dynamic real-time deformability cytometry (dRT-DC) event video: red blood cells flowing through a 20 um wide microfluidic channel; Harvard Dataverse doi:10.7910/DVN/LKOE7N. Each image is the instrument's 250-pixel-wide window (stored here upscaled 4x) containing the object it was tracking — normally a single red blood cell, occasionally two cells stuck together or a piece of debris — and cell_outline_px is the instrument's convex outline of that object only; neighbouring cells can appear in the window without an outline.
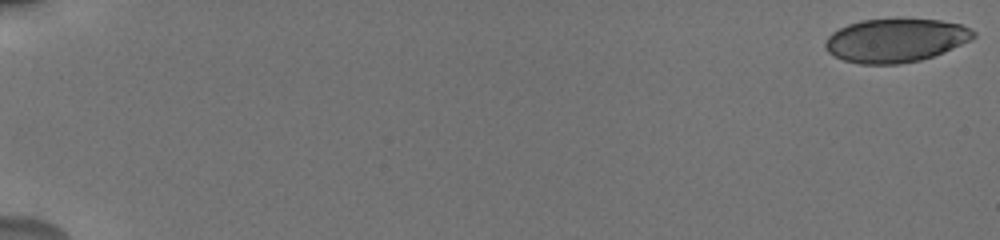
{"species": "human", "species_latin": "Homo sapiens", "temperature_condition": "cold", "stored_images_in_passage": 22, "camera_frame_rate_fps": 3000, "um_per_image_px": 0.085, "donor": {"sex": "male"}, "frame": {"image": 1, "passage_image": 1, "time_ms": 0.0, "image_size_px": [1000, 240], "cell_outline_px": [[976, 36], [944, 52], [920, 60], [896, 64], [860, 64], [844, 60], [828, 52], [824, 48], [824, 40], [832, 32], [848, 24], [860, 20], [940, 20], [960, 24], [976, 32]], "centroid_in_image_um": [76.08, 3.44], "position_along_channel_um": 8.9, "area_um2": 37.17}}
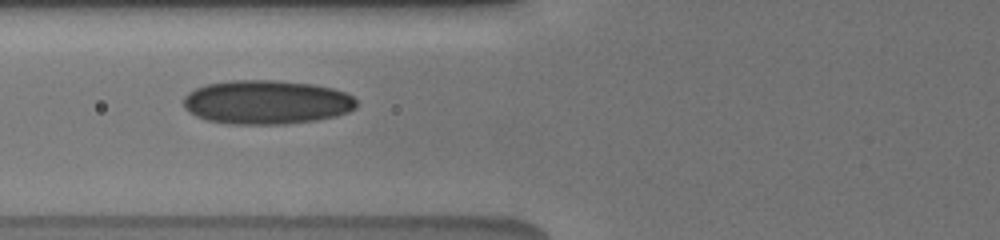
{"frame": {"image": 2, "passage_image": 13, "time_ms": 7.667, "image_size_px": [1000, 240], "cell_outline_px": [[356, 108], [348, 112], [336, 116], [316, 120], [284, 124], [228, 124], [208, 120], [196, 116], [188, 112], [184, 108], [184, 96], [188, 92], [204, 84], [232, 80], [276, 80], [312, 84], [332, 88], [344, 92], [352, 96], [356, 100]], "centroid_in_image_um": [22.63, 8.68], "position_along_channel_um": 103.2, "area_um2": 44.56}}
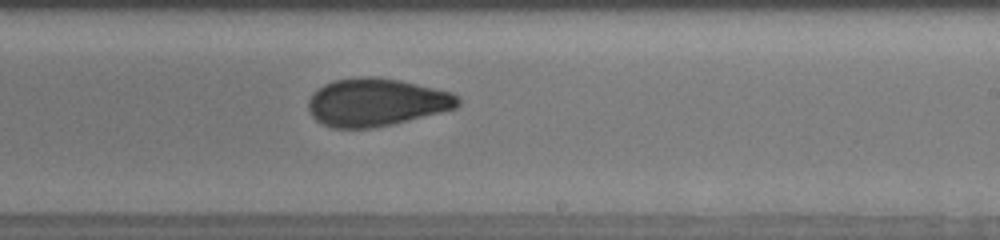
{"frame": {"image": 3, "passage_image": 22, "time_ms": 11.667, "image_size_px": [1000, 240], "cell_outline_px": [[460, 104], [456, 108], [392, 124], [372, 128], [332, 128], [316, 120], [308, 112], [308, 100], [312, 92], [316, 88], [324, 84], [336, 80], [360, 76], [376, 76], [400, 80], [452, 92], [460, 96]], "centroid_in_image_um": [31.96, 8.68], "position_along_channel_um": 257.0, "area_um2": 41.91}}